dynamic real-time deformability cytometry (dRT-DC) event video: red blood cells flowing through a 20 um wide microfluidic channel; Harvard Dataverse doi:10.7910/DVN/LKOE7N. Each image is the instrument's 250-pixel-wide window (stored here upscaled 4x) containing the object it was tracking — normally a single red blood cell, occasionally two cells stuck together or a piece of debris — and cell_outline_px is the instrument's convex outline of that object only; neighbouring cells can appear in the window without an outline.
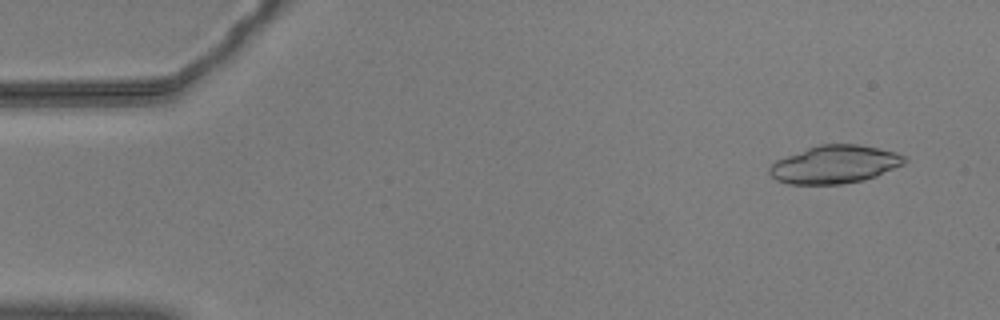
{"species": "common noctule bat (a hibernating species)", "species_latin": "Nyctalus noctula", "temperature_condition": "warm", "stored_images_in_passage": 56, "camera_frame_rate_fps": 3000, "um_per_image_px": 0.085, "animal": {"sex": "male", "body_mass_g": 20.5, "forearm_length_mm": 52.5}, "frame": {"image": 1, "passage_image": 4, "time_ms": 1.0, "image_size_px": [1000, 320], "cell_outline_px": [[908, 160], [904, 164], [876, 176], [864, 180], [844, 184], [788, 184], [776, 180], [768, 172], [768, 168], [776, 160], [808, 148], [820, 144], [856, 144], [880, 148], [896, 152], [908, 156]], "centroid_in_image_um": [70.99, 13.98], "position_along_channel_um": 14.0, "area_um2": 30.0}}
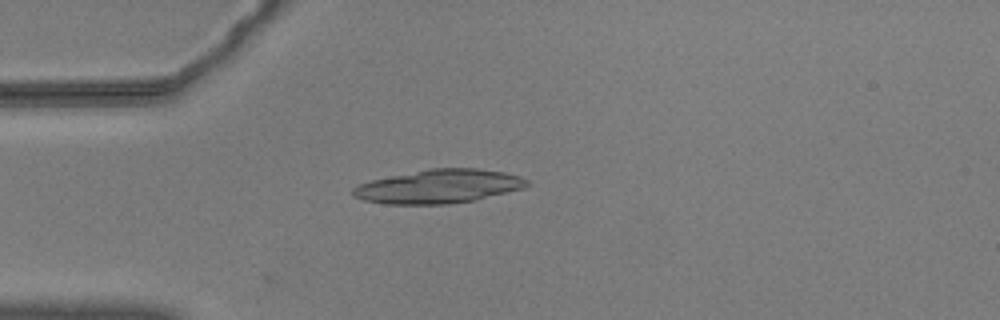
{"frame": {"image": 2, "passage_image": 15, "time_ms": 4.667, "image_size_px": [1000, 320], "cell_outline_px": [[532, 184], [524, 188], [476, 200], [448, 204], [384, 204], [364, 200], [352, 196], [352, 188], [360, 184], [372, 180], [428, 168], [476, 168], [504, 172], [520, 176], [528, 180]], "centroid_in_image_um": [37.32, 15.84], "position_along_channel_um": 47.7, "area_um2": 34.33}}